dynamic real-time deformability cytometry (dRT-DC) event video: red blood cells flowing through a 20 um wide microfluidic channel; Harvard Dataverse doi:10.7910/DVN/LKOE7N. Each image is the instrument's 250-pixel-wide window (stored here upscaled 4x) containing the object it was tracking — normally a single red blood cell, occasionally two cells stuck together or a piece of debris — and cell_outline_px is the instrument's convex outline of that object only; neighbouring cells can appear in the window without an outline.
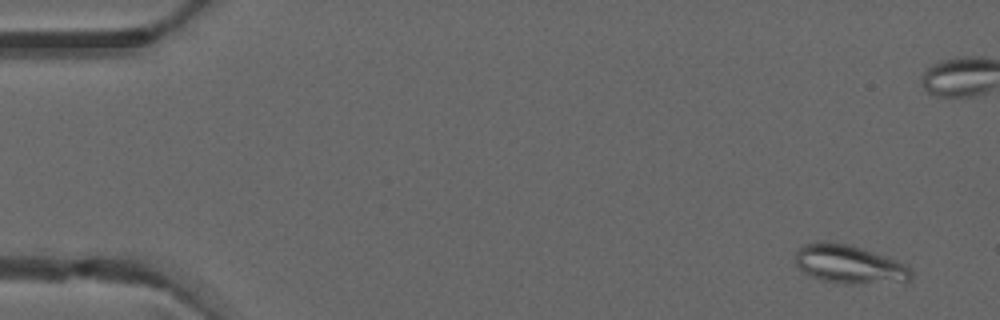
{"species": "common noctule bat (a hibernating species)", "species_latin": "Nyctalus noctula", "temperature_condition": "warm", "stored_images_in_passage": 7, "camera_frame_rate_fps": 3000, "um_per_image_px": 0.085, "animal": {"sex": "male", "forearm_length_mm": 52.5}, "frame": {"image": 1, "passage_image": 1, "time_ms": 0.0, "image_size_px": [1000, 320], "cell_outline_px": [[912, 276], [908, 280], [820, 280], [796, 268], [796, 252], [804, 244], [848, 244], [896, 260], [904, 264], [912, 272]], "centroid_in_image_um": [72.11, 22.42], "position_along_channel_um": 12.9, "area_um2": 23.64}}